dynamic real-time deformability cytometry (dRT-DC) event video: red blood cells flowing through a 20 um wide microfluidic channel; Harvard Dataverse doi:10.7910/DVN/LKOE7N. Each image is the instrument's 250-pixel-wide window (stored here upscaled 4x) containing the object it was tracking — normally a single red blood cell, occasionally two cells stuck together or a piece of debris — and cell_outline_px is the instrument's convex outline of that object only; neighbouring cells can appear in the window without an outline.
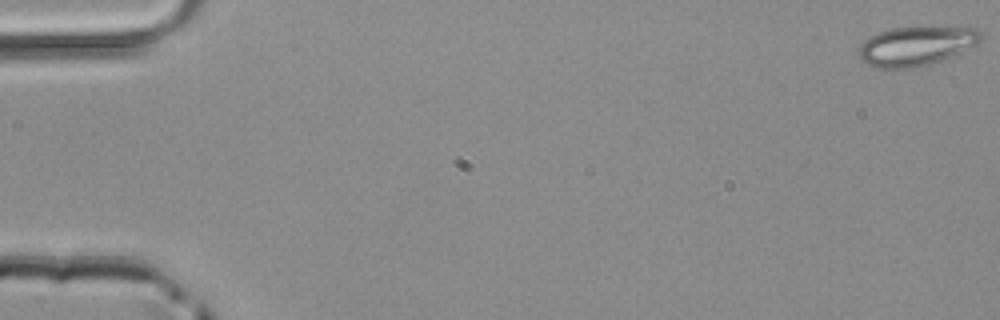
{"species": "common noctule bat (a hibernating species)", "species_latin": "Nyctalus noctula", "temperature_condition": "room temperature", "stored_images_in_passage": 9, "camera_frame_rate_fps": 3000, "um_per_image_px": 0.085, "animal": {"sex": "male", "body_mass_g": 20.4}, "frame": {"image": 1, "passage_image": 1, "time_ms": 0.0, "image_size_px": [1000, 320], "cell_outline_px": [[984, 36], [976, 44], [960, 52], [940, 60], [928, 64], [912, 68], [876, 68], [860, 60], [860, 44], [868, 36], [876, 32], [892, 28], [968, 24], [976, 28]], "centroid_in_image_um": [77.92, 3.84], "position_along_channel_um": 7.1, "area_um2": 28.67}}